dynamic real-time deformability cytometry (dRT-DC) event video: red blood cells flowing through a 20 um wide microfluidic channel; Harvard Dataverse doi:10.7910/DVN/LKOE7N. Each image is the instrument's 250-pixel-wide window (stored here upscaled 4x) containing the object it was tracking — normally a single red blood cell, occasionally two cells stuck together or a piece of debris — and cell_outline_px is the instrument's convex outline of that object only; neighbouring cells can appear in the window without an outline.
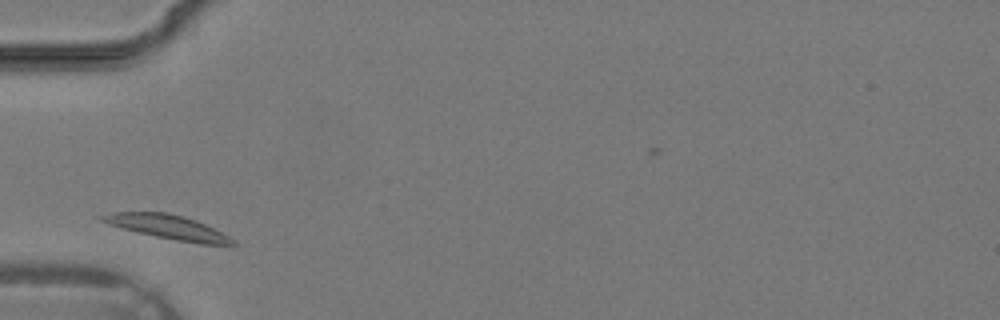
{"species": "common noctule bat (a hibernating species)", "species_latin": "Nyctalus noctula", "temperature_condition": "warm", "stored_images_in_passage": 27, "camera_frame_rate_fps": 3000, "um_per_image_px": 0.085, "animal": {"sex": "male", "body_mass_g": 19.2, "forearm_length_mm": 51.8}, "frame": {"image": 1, "passage_image": 2, "time_ms": 0.333, "image_size_px": [1000, 320], "cell_outline_px": [[236, 244], [200, 244], [176, 240], [156, 236], [108, 224], [100, 220], [96, 216], [112, 212], [168, 212], [184, 216], [196, 220], [228, 236]], "centroid_in_image_um": [14.2, 19.27], "position_along_channel_um": 70.8, "area_um2": 17.98}}
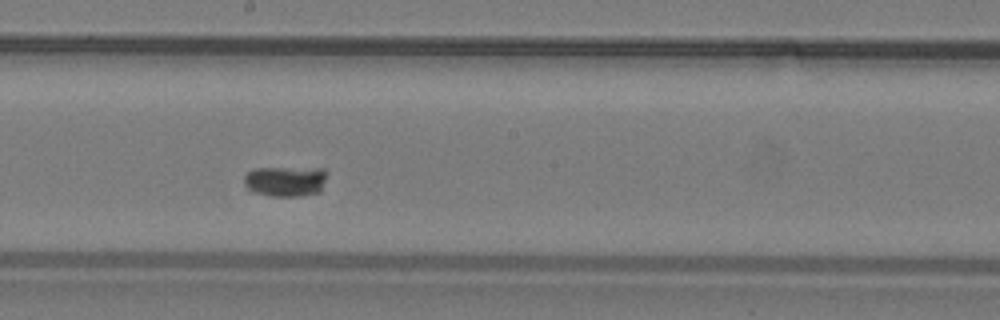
{"frame": {"image": 2, "passage_image": 11, "time_ms": 3.333, "image_size_px": [1000, 320], "cell_outline_px": [[328, 172], [320, 192], [300, 196], [272, 196], [248, 192], [244, 184], [244, 176], [248, 172], [256, 168], [324, 168]], "centroid_in_image_um": [24.25, 15.41], "position_along_channel_um": 224.0, "area_um2": 14.97}}
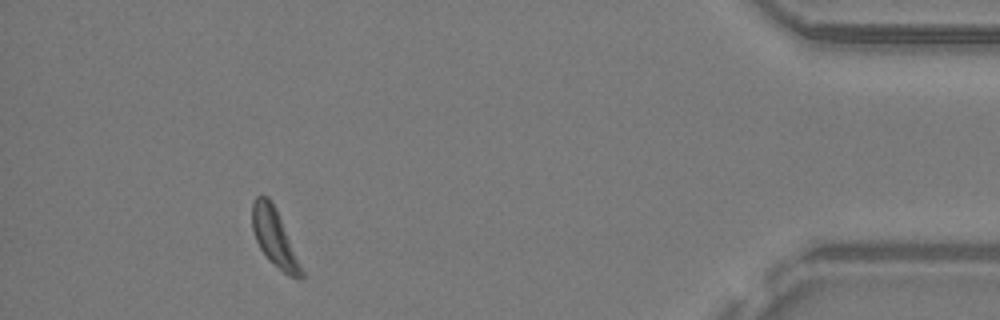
{"frame": {"image": 3, "passage_image": 25, "time_ms": 8.0, "image_size_px": [1000, 320], "cell_outline_px": [[304, 276], [288, 276], [268, 260], [260, 248], [256, 240], [252, 228], [252, 204], [256, 196], [268, 196], [272, 200], [276, 208], [304, 272]], "centroid_in_image_um": [23.3, 20.16], "position_along_channel_um": 411.9, "area_um2": 16.18}}